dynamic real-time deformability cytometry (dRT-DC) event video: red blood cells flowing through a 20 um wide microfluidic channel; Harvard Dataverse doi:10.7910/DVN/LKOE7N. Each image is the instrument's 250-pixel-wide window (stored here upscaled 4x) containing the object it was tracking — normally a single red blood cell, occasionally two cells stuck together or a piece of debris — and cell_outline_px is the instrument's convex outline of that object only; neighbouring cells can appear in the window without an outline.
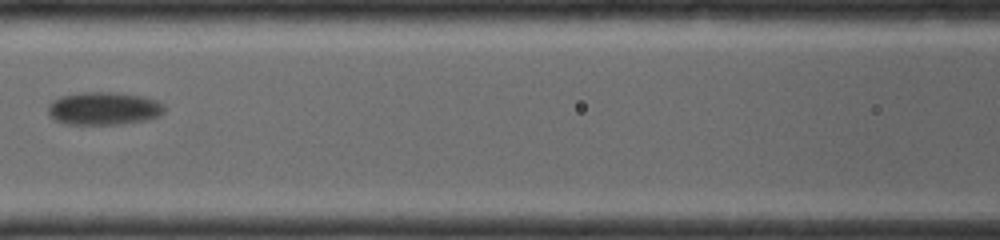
{"species": "common noctule bat (a hibernating species)", "species_latin": "Nyctalus noctula", "temperature_condition": "room temperature", "stored_images_in_passage": 4, "camera_frame_rate_fps": 4000, "um_per_image_px": 0.085, "animal": {"sex": "female", "body_mass_g": 19.0, "forearm_length_mm": 56.7}, "frame": {"image": 1, "passage_image": 4, "time_ms": 3.25, "image_size_px": [1000, 240], "cell_outline_px": [[164, 112], [160, 116], [144, 120], [120, 124], [64, 124], [56, 120], [48, 112], [48, 104], [52, 100], [60, 96], [80, 92], [116, 92], [144, 96], [160, 100], [164, 104]], "centroid_in_image_um": [8.85, 9.2], "position_along_channel_um": 157.8, "area_um2": 22.6}}